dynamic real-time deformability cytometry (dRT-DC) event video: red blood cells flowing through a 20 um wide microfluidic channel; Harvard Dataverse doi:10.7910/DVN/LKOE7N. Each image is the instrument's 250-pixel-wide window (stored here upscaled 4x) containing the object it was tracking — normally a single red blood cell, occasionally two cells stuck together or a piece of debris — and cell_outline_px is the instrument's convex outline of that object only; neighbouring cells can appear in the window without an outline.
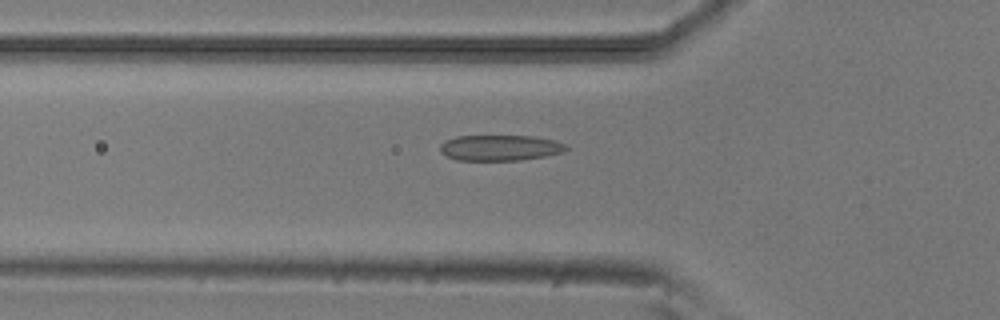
{"species": "common noctule bat (a hibernating species)", "species_latin": "Nyctalus noctula", "temperature_condition": "room temperature", "stored_images_in_passage": 47, "camera_frame_rate_fps": 3000, "um_per_image_px": 0.085, "animal": {"sex": "male", "body_mass_g": 20.5, "forearm_length_mm": 52.5}, "frame": {"image": 1, "passage_image": 17, "time_ms": 5.333, "image_size_px": [1000, 320], "cell_outline_px": [[568, 148], [564, 152], [544, 156], [520, 160], [456, 160], [440, 152], [440, 144], [444, 140], [456, 136], [532, 136], [556, 140], [564, 144]], "centroid_in_image_um": [42.49, 12.56], "position_along_channel_um": 83.3, "area_um2": 18.9}}
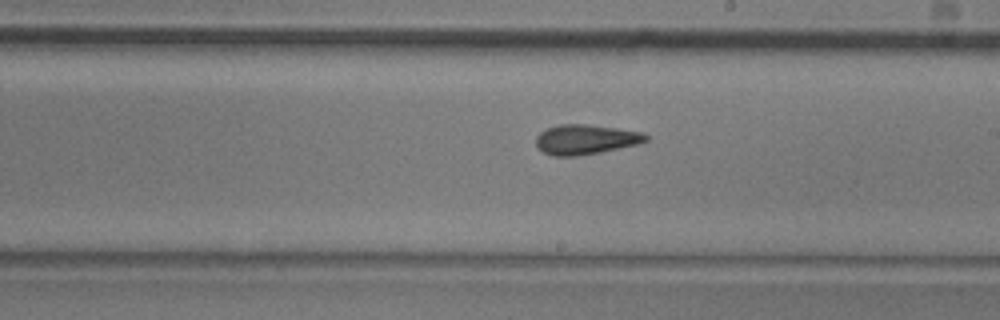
{"frame": {"image": 2, "passage_image": 29, "time_ms": 9.333, "image_size_px": [1000, 320], "cell_outline_px": [[648, 140], [636, 144], [600, 152], [576, 156], [552, 156], [544, 152], [536, 144], [536, 136], [540, 132], [548, 128], [560, 124], [584, 124], [616, 128], [644, 132], [648, 136]], "centroid_in_image_um": [49.77, 11.85], "position_along_channel_um": 239.2, "area_um2": 18.9}}
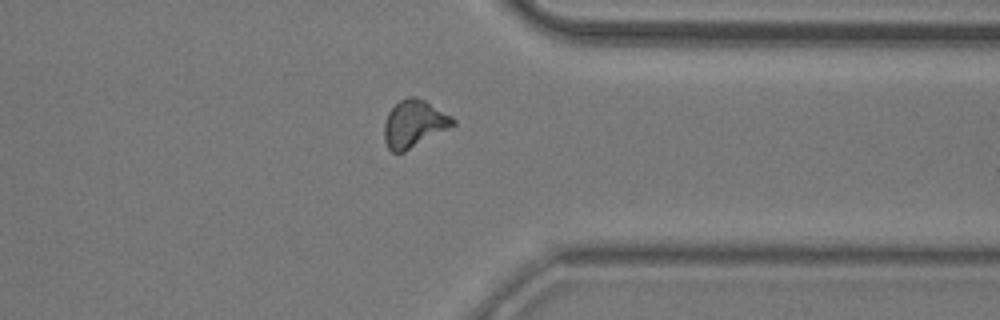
{"frame": {"image": 3, "passage_image": 40, "time_ms": 13.0, "image_size_px": [1000, 320], "cell_outline_px": [[456, 124], [404, 152], [392, 152], [388, 148], [384, 140], [384, 124], [388, 112], [400, 100], [408, 96], [416, 96], [424, 100], [452, 116], [456, 120]], "centroid_in_image_um": [35.18, 10.51], "position_along_channel_um": 376.2, "area_um2": 18.79}, "authors_computed_cell_mechanics": {"area_um2": 18.785, "velocity_mm_per_s": 3.8716, "shape_relaxation_time_tau1_ms": 7.2135, "shape_relaxation_time_tau2_ms": 2.2269, "deformation_change_tau1": 0.158, "deformation_change_tau2": 0.09}}